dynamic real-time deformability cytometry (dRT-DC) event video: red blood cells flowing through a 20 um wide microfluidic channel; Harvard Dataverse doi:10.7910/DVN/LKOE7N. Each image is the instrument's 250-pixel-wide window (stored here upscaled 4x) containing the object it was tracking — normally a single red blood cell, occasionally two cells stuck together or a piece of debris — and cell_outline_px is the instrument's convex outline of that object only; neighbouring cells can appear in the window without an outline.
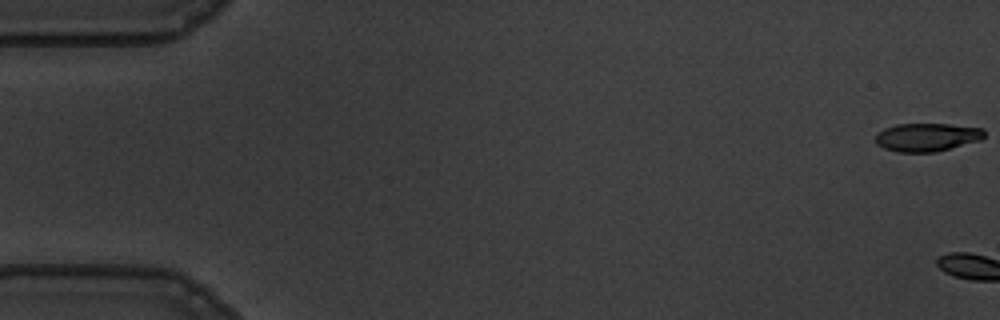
{"species": "common noctule bat (a hibernating species)", "species_latin": "Nyctalus noctula", "temperature_condition": "warm", "stored_images_in_passage": 3, "camera_frame_rate_fps": 3000, "um_per_image_px": 0.085, "animal": {"sex": "male", "body_mass_g": 19.5, "forearm_length_mm": 54.6}, "frame": {"image": 1, "passage_image": 1, "time_ms": 0.0, "image_size_px": [1000, 320], "cell_outline_px": [[984, 136], [980, 140], [936, 152], [896, 152], [884, 148], [876, 144], [876, 132], [884, 128], [896, 124], [948, 124], [984, 128]], "centroid_in_image_um": [78.76, 11.66], "position_along_channel_um": 6.2, "area_um2": 17.98}}